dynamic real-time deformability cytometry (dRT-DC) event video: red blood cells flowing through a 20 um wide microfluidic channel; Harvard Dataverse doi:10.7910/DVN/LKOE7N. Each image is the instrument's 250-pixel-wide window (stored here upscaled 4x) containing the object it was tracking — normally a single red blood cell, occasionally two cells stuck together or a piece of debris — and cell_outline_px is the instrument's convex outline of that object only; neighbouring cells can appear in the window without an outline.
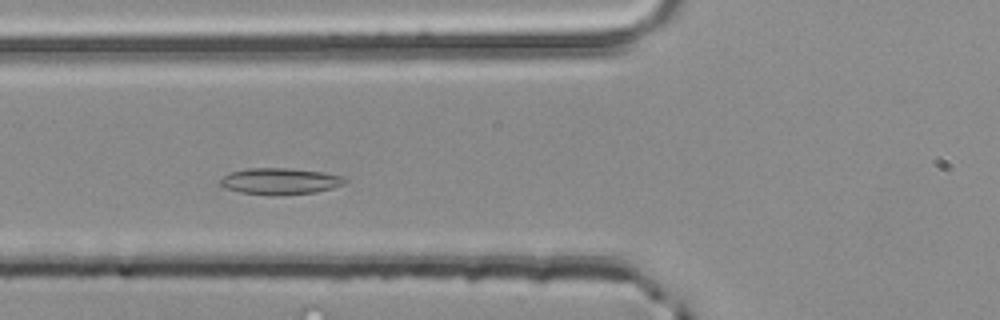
{"species": "common noctule bat (a hibernating species)", "species_latin": "Nyctalus noctula", "temperature_condition": "room temperature", "stored_images_in_passage": 31, "camera_frame_rate_fps": 3000, "um_per_image_px": 0.085, "animal": {"sex": "male", "body_mass_g": 20.4}, "frame": {"image": 1, "passage_image": 8, "time_ms": 2.333, "image_size_px": [1000, 320], "cell_outline_px": [[348, 180], [344, 184], [332, 188], [316, 192], [272, 196], [268, 196], [240, 192], [224, 188], [220, 184], [220, 180], [228, 172], [248, 168], [284, 168], [320, 172], [344, 176]], "centroid_in_image_um": [23.78, 15.41], "position_along_channel_um": 102.0, "area_um2": 19.31}}
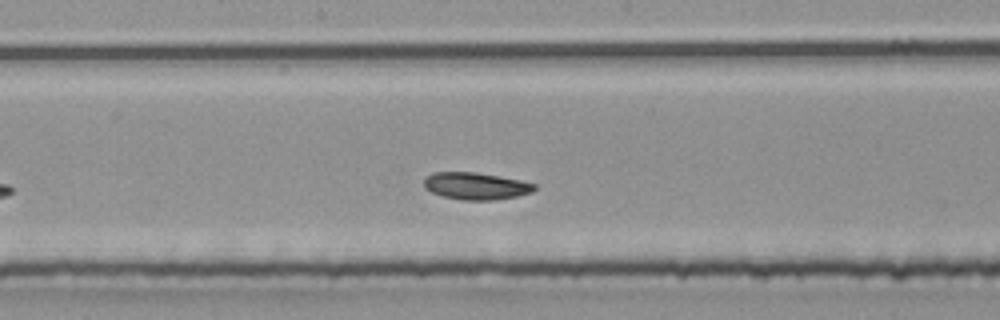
{"frame": {"image": 2, "passage_image": 16, "time_ms": 5.0, "image_size_px": [1000, 320], "cell_outline_px": [[536, 188], [532, 192], [516, 196], [492, 200], [464, 200], [444, 196], [432, 192], [424, 188], [424, 180], [432, 172], [476, 172], [520, 180], [536, 184]], "centroid_in_image_um": [40.45, 15.8], "position_along_channel_um": 207.8, "area_um2": 17.28}}
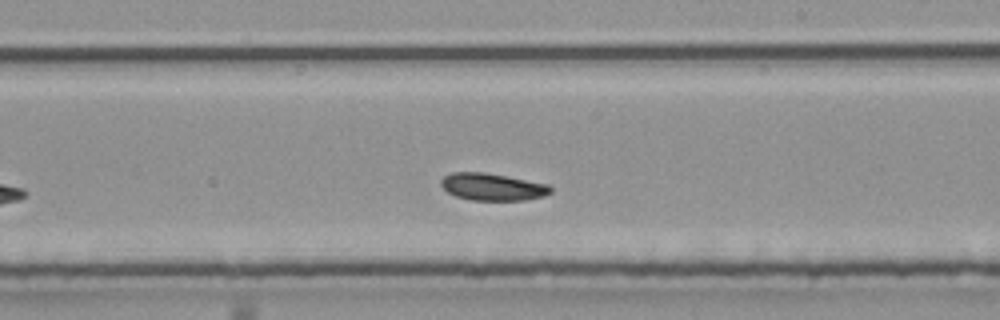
{"frame": {"image": 3, "passage_image": 19, "time_ms": 6.0, "image_size_px": [1000, 320], "cell_outline_px": [[552, 192], [544, 196], [524, 200], [468, 200], [456, 196], [448, 192], [440, 184], [440, 180], [444, 176], [452, 172], [484, 172], [548, 184], [552, 188]], "centroid_in_image_um": [41.85, 15.88], "position_along_channel_um": 247.2, "area_um2": 17.34}, "authors_computed_cell_mechanics": {"area_um2": 17.629, "velocity_mm_per_s": 3.9575, "shape_relaxation_time_tau1_ms": null, "shape_relaxation_time_tau2_ms": 3.6324, "deformation_change_tau1": null, "deformation_change_tau2": 0.082}}